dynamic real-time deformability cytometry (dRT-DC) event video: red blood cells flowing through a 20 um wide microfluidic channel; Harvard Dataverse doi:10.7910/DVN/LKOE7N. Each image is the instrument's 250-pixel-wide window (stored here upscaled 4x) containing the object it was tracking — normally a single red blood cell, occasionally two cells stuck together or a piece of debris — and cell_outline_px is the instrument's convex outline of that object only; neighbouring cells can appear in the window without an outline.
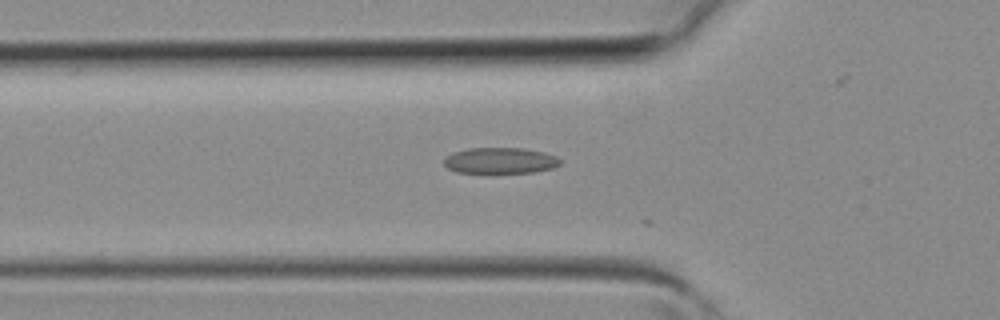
{"species": "common noctule bat (a hibernating species)", "species_latin": "Nyctalus noctula", "temperature_condition": "room temperature", "stored_images_in_passage": 14, "camera_frame_rate_fps": 3000, "um_per_image_px": 0.085, "animal": {"sex": "female", "body_mass_g": 19.3, "forearm_length_mm": 54.1}, "frame": {"image": 1, "passage_image": 13, "time_ms": 4.0, "image_size_px": [1000, 320], "cell_outline_px": [[560, 164], [552, 168], [536, 172], [488, 176], [456, 172], [448, 168], [444, 164], [444, 156], [452, 152], [468, 148], [524, 148], [544, 152], [556, 156], [560, 160]], "centroid_in_image_um": [42.46, 13.7], "position_along_channel_um": 83.3, "area_um2": 18.73}}